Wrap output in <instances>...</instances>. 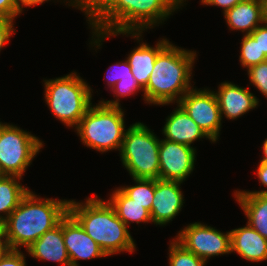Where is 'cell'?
Listing matches in <instances>:
<instances>
[{"mask_svg":"<svg viewBox=\"0 0 267 266\" xmlns=\"http://www.w3.org/2000/svg\"><path fill=\"white\" fill-rule=\"evenodd\" d=\"M69 200L41 199L29 192L2 224L9 249L28 248L57 226L68 213Z\"/></svg>","mask_w":267,"mask_h":266,"instance_id":"obj_1","label":"cell"},{"mask_svg":"<svg viewBox=\"0 0 267 266\" xmlns=\"http://www.w3.org/2000/svg\"><path fill=\"white\" fill-rule=\"evenodd\" d=\"M68 212L79 222L85 232L99 245L106 256L128 251L135 244L127 226L116 215L110 203L101 199L88 198L83 203L69 200Z\"/></svg>","mask_w":267,"mask_h":266,"instance_id":"obj_2","label":"cell"},{"mask_svg":"<svg viewBox=\"0 0 267 266\" xmlns=\"http://www.w3.org/2000/svg\"><path fill=\"white\" fill-rule=\"evenodd\" d=\"M196 56L194 51L169 43L157 55L149 82L143 89L145 101L155 105L178 103L192 89L189 82Z\"/></svg>","mask_w":267,"mask_h":266,"instance_id":"obj_3","label":"cell"},{"mask_svg":"<svg viewBox=\"0 0 267 266\" xmlns=\"http://www.w3.org/2000/svg\"><path fill=\"white\" fill-rule=\"evenodd\" d=\"M175 10L167 0H122L94 28V43L101 46L104 38L117 34H132L138 39L143 30L162 23Z\"/></svg>","mask_w":267,"mask_h":266,"instance_id":"obj_4","label":"cell"},{"mask_svg":"<svg viewBox=\"0 0 267 266\" xmlns=\"http://www.w3.org/2000/svg\"><path fill=\"white\" fill-rule=\"evenodd\" d=\"M119 106V99L90 106L75 127L83 144L102 153L111 149L121 150L126 130L124 112Z\"/></svg>","mask_w":267,"mask_h":266,"instance_id":"obj_5","label":"cell"},{"mask_svg":"<svg viewBox=\"0 0 267 266\" xmlns=\"http://www.w3.org/2000/svg\"><path fill=\"white\" fill-rule=\"evenodd\" d=\"M44 81L45 101L54 116L67 126H77L92 105L88 84L76 73Z\"/></svg>","mask_w":267,"mask_h":266,"instance_id":"obj_6","label":"cell"},{"mask_svg":"<svg viewBox=\"0 0 267 266\" xmlns=\"http://www.w3.org/2000/svg\"><path fill=\"white\" fill-rule=\"evenodd\" d=\"M160 140L143 123L125 132L120 156L133 179H159Z\"/></svg>","mask_w":267,"mask_h":266,"instance_id":"obj_7","label":"cell"},{"mask_svg":"<svg viewBox=\"0 0 267 266\" xmlns=\"http://www.w3.org/2000/svg\"><path fill=\"white\" fill-rule=\"evenodd\" d=\"M43 147L38 137L22 129L0 126V175L22 177L33 158Z\"/></svg>","mask_w":267,"mask_h":266,"instance_id":"obj_8","label":"cell"},{"mask_svg":"<svg viewBox=\"0 0 267 266\" xmlns=\"http://www.w3.org/2000/svg\"><path fill=\"white\" fill-rule=\"evenodd\" d=\"M187 250L207 262L211 256L231 253V234L201 223L185 227L175 238Z\"/></svg>","mask_w":267,"mask_h":266,"instance_id":"obj_9","label":"cell"},{"mask_svg":"<svg viewBox=\"0 0 267 266\" xmlns=\"http://www.w3.org/2000/svg\"><path fill=\"white\" fill-rule=\"evenodd\" d=\"M178 104L211 141H217L222 118L214 92L209 89L196 90L192 88L182 96Z\"/></svg>","mask_w":267,"mask_h":266,"instance_id":"obj_10","label":"cell"},{"mask_svg":"<svg viewBox=\"0 0 267 266\" xmlns=\"http://www.w3.org/2000/svg\"><path fill=\"white\" fill-rule=\"evenodd\" d=\"M195 152L193 147L160 140L159 179L183 182L194 169Z\"/></svg>","mask_w":267,"mask_h":266,"instance_id":"obj_11","label":"cell"},{"mask_svg":"<svg viewBox=\"0 0 267 266\" xmlns=\"http://www.w3.org/2000/svg\"><path fill=\"white\" fill-rule=\"evenodd\" d=\"M63 238L71 266H78L79 259L106 257L99 245L69 212L63 217Z\"/></svg>","mask_w":267,"mask_h":266,"instance_id":"obj_12","label":"cell"},{"mask_svg":"<svg viewBox=\"0 0 267 266\" xmlns=\"http://www.w3.org/2000/svg\"><path fill=\"white\" fill-rule=\"evenodd\" d=\"M179 181L155 180L154 198L151 204V219L154 224L165 225L179 213L183 206V194Z\"/></svg>","mask_w":267,"mask_h":266,"instance_id":"obj_13","label":"cell"},{"mask_svg":"<svg viewBox=\"0 0 267 266\" xmlns=\"http://www.w3.org/2000/svg\"><path fill=\"white\" fill-rule=\"evenodd\" d=\"M215 95L218 100L221 118L236 119L258 105V99L248 88H241L231 82H223Z\"/></svg>","mask_w":267,"mask_h":266,"instance_id":"obj_14","label":"cell"},{"mask_svg":"<svg viewBox=\"0 0 267 266\" xmlns=\"http://www.w3.org/2000/svg\"><path fill=\"white\" fill-rule=\"evenodd\" d=\"M26 250L36 259L49 260L65 266H71L64 244L63 218L57 226L45 232L39 239L26 248Z\"/></svg>","mask_w":267,"mask_h":266,"instance_id":"obj_15","label":"cell"},{"mask_svg":"<svg viewBox=\"0 0 267 266\" xmlns=\"http://www.w3.org/2000/svg\"><path fill=\"white\" fill-rule=\"evenodd\" d=\"M224 17L230 29L246 31L248 35L266 20V0H245L229 9Z\"/></svg>","mask_w":267,"mask_h":266,"instance_id":"obj_16","label":"cell"},{"mask_svg":"<svg viewBox=\"0 0 267 266\" xmlns=\"http://www.w3.org/2000/svg\"><path fill=\"white\" fill-rule=\"evenodd\" d=\"M178 108L167 118L163 128L166 140L191 147V143L200 138H208L186 111L178 104Z\"/></svg>","mask_w":267,"mask_h":266,"instance_id":"obj_17","label":"cell"},{"mask_svg":"<svg viewBox=\"0 0 267 266\" xmlns=\"http://www.w3.org/2000/svg\"><path fill=\"white\" fill-rule=\"evenodd\" d=\"M231 234V252L253 262L267 259V239L254 230L248 223L245 227L233 229Z\"/></svg>","mask_w":267,"mask_h":266,"instance_id":"obj_18","label":"cell"},{"mask_svg":"<svg viewBox=\"0 0 267 266\" xmlns=\"http://www.w3.org/2000/svg\"><path fill=\"white\" fill-rule=\"evenodd\" d=\"M167 39L160 40L153 48L146 43L133 49L127 58L131 66L133 77L139 86L144 89L149 82L157 55L169 44Z\"/></svg>","mask_w":267,"mask_h":266,"instance_id":"obj_19","label":"cell"},{"mask_svg":"<svg viewBox=\"0 0 267 266\" xmlns=\"http://www.w3.org/2000/svg\"><path fill=\"white\" fill-rule=\"evenodd\" d=\"M248 224L267 239V193H235Z\"/></svg>","mask_w":267,"mask_h":266,"instance_id":"obj_20","label":"cell"},{"mask_svg":"<svg viewBox=\"0 0 267 266\" xmlns=\"http://www.w3.org/2000/svg\"><path fill=\"white\" fill-rule=\"evenodd\" d=\"M109 199L110 205L114 208L116 215L128 226L130 222H152L150 212L141 204L134 202L127 197L119 188L116 189Z\"/></svg>","mask_w":267,"mask_h":266,"instance_id":"obj_21","label":"cell"},{"mask_svg":"<svg viewBox=\"0 0 267 266\" xmlns=\"http://www.w3.org/2000/svg\"><path fill=\"white\" fill-rule=\"evenodd\" d=\"M18 179V181H17ZM21 177L0 175V223L3 224L8 216L18 207L21 199L29 192L26 187L19 184Z\"/></svg>","mask_w":267,"mask_h":266,"instance_id":"obj_22","label":"cell"},{"mask_svg":"<svg viewBox=\"0 0 267 266\" xmlns=\"http://www.w3.org/2000/svg\"><path fill=\"white\" fill-rule=\"evenodd\" d=\"M72 6H78L88 16L95 28L122 0H71Z\"/></svg>","mask_w":267,"mask_h":266,"instance_id":"obj_23","label":"cell"},{"mask_svg":"<svg viewBox=\"0 0 267 266\" xmlns=\"http://www.w3.org/2000/svg\"><path fill=\"white\" fill-rule=\"evenodd\" d=\"M137 184L119 188L127 197L141 204L151 212V204L154 198L155 179H133Z\"/></svg>","mask_w":267,"mask_h":266,"instance_id":"obj_24","label":"cell"},{"mask_svg":"<svg viewBox=\"0 0 267 266\" xmlns=\"http://www.w3.org/2000/svg\"><path fill=\"white\" fill-rule=\"evenodd\" d=\"M241 43L239 60L242 67L249 69L250 67L267 60V56L264 52H261L258 41H256L250 34H245Z\"/></svg>","mask_w":267,"mask_h":266,"instance_id":"obj_25","label":"cell"},{"mask_svg":"<svg viewBox=\"0 0 267 266\" xmlns=\"http://www.w3.org/2000/svg\"><path fill=\"white\" fill-rule=\"evenodd\" d=\"M170 266H204L205 261L187 250L176 239L170 244Z\"/></svg>","mask_w":267,"mask_h":266,"instance_id":"obj_26","label":"cell"},{"mask_svg":"<svg viewBox=\"0 0 267 266\" xmlns=\"http://www.w3.org/2000/svg\"><path fill=\"white\" fill-rule=\"evenodd\" d=\"M249 79L267 98V60L248 69Z\"/></svg>","mask_w":267,"mask_h":266,"instance_id":"obj_27","label":"cell"},{"mask_svg":"<svg viewBox=\"0 0 267 266\" xmlns=\"http://www.w3.org/2000/svg\"><path fill=\"white\" fill-rule=\"evenodd\" d=\"M116 67L111 66L110 68H115L113 71V73H111L108 75L109 78H107L108 80V86H110L111 88L120 80H126V79H135L133 77V74L131 72V66L129 65L128 61L125 60V62L123 63H116L115 64ZM112 68V70H113ZM107 77V76H106Z\"/></svg>","mask_w":267,"mask_h":266,"instance_id":"obj_28","label":"cell"},{"mask_svg":"<svg viewBox=\"0 0 267 266\" xmlns=\"http://www.w3.org/2000/svg\"><path fill=\"white\" fill-rule=\"evenodd\" d=\"M112 90L114 95L124 97L135 93L134 91L143 90L139 84L136 82V79H126L120 80L113 87Z\"/></svg>","mask_w":267,"mask_h":266,"instance_id":"obj_29","label":"cell"},{"mask_svg":"<svg viewBox=\"0 0 267 266\" xmlns=\"http://www.w3.org/2000/svg\"><path fill=\"white\" fill-rule=\"evenodd\" d=\"M0 266H26L25 256L17 249H8L0 258Z\"/></svg>","mask_w":267,"mask_h":266,"instance_id":"obj_30","label":"cell"},{"mask_svg":"<svg viewBox=\"0 0 267 266\" xmlns=\"http://www.w3.org/2000/svg\"><path fill=\"white\" fill-rule=\"evenodd\" d=\"M20 14L16 0H0V18H14Z\"/></svg>","mask_w":267,"mask_h":266,"instance_id":"obj_31","label":"cell"},{"mask_svg":"<svg viewBox=\"0 0 267 266\" xmlns=\"http://www.w3.org/2000/svg\"><path fill=\"white\" fill-rule=\"evenodd\" d=\"M13 20L8 18H0V50L4 44L8 43L11 35L15 32Z\"/></svg>","mask_w":267,"mask_h":266,"instance_id":"obj_32","label":"cell"},{"mask_svg":"<svg viewBox=\"0 0 267 266\" xmlns=\"http://www.w3.org/2000/svg\"><path fill=\"white\" fill-rule=\"evenodd\" d=\"M250 35L258 41L261 52L267 56V20L264 21L263 26L259 25Z\"/></svg>","mask_w":267,"mask_h":266,"instance_id":"obj_33","label":"cell"},{"mask_svg":"<svg viewBox=\"0 0 267 266\" xmlns=\"http://www.w3.org/2000/svg\"><path fill=\"white\" fill-rule=\"evenodd\" d=\"M257 175L258 179L260 180V183L267 187V163L260 162L258 169H257ZM236 193H254V194H260V193H267V190L262 191H236Z\"/></svg>","mask_w":267,"mask_h":266,"instance_id":"obj_34","label":"cell"},{"mask_svg":"<svg viewBox=\"0 0 267 266\" xmlns=\"http://www.w3.org/2000/svg\"><path fill=\"white\" fill-rule=\"evenodd\" d=\"M245 0H201V3L205 5L220 6L224 10V14L236 4L241 3Z\"/></svg>","mask_w":267,"mask_h":266,"instance_id":"obj_35","label":"cell"},{"mask_svg":"<svg viewBox=\"0 0 267 266\" xmlns=\"http://www.w3.org/2000/svg\"><path fill=\"white\" fill-rule=\"evenodd\" d=\"M16 1H17V5L19 7L20 13H21L23 10L22 6H27V7L30 6L31 7L33 5L42 4L43 2L48 1V0H16Z\"/></svg>","mask_w":267,"mask_h":266,"instance_id":"obj_36","label":"cell"},{"mask_svg":"<svg viewBox=\"0 0 267 266\" xmlns=\"http://www.w3.org/2000/svg\"><path fill=\"white\" fill-rule=\"evenodd\" d=\"M8 249L9 248L6 242L4 231L1 228L0 229V258L7 252Z\"/></svg>","mask_w":267,"mask_h":266,"instance_id":"obj_37","label":"cell"},{"mask_svg":"<svg viewBox=\"0 0 267 266\" xmlns=\"http://www.w3.org/2000/svg\"><path fill=\"white\" fill-rule=\"evenodd\" d=\"M175 9L182 5L184 0H167Z\"/></svg>","mask_w":267,"mask_h":266,"instance_id":"obj_38","label":"cell"},{"mask_svg":"<svg viewBox=\"0 0 267 266\" xmlns=\"http://www.w3.org/2000/svg\"><path fill=\"white\" fill-rule=\"evenodd\" d=\"M263 154L264 156L262 157L261 162L267 163V139H265L264 144H263Z\"/></svg>","mask_w":267,"mask_h":266,"instance_id":"obj_39","label":"cell"},{"mask_svg":"<svg viewBox=\"0 0 267 266\" xmlns=\"http://www.w3.org/2000/svg\"><path fill=\"white\" fill-rule=\"evenodd\" d=\"M266 20H267V0H266Z\"/></svg>","mask_w":267,"mask_h":266,"instance_id":"obj_40","label":"cell"}]
</instances>
